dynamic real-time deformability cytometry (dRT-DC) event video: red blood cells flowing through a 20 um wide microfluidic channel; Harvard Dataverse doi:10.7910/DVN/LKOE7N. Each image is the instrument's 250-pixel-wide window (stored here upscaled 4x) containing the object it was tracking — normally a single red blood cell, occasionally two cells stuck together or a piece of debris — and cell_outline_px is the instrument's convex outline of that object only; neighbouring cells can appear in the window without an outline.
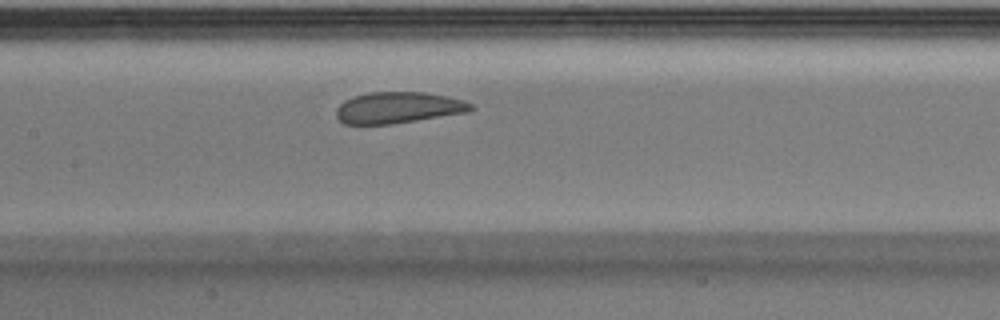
{"species": "Egyptian fruit bat (a non-hibernating species)", "species_latin": "Rousettus aegyptiacus", "temperature_condition": "warm", "stored_images_in_passage": 29, "camera_frame_rate_fps": 3000, "um_per_image_px": 0.085, "animal": {"sex": "male"}, "frame": {"image": 1, "passage_image": 9, "time_ms": 2.667, "image_size_px": [1000, 320], "cell_outline_px": [[476, 108], [468, 112], [392, 124], [344, 124], [336, 116], [336, 108], [344, 100], [368, 92], [424, 92], [464, 100], [472, 104]], "centroid_in_image_um": [33.85, 9.15], "position_along_channel_um": 173.6, "area_um2": 24.51}}
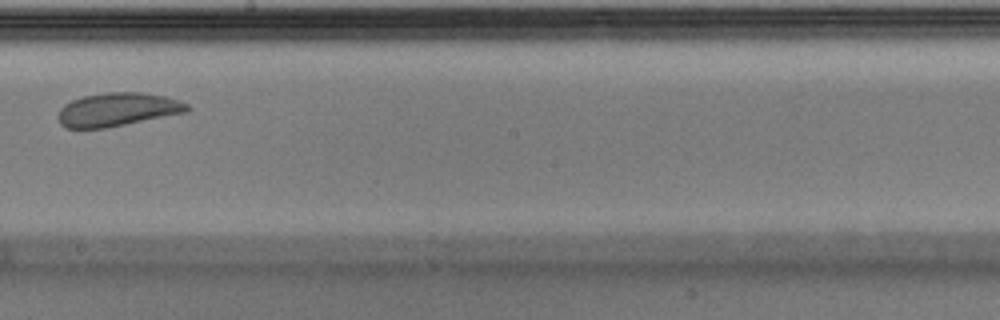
{"frame": {"image": 2, "passage_image": 13, "time_ms": 4.0, "image_size_px": [1000, 320], "cell_outline_px": [[192, 108], [188, 112], [104, 128], [64, 128], [60, 124], [60, 108], [64, 104], [72, 100], [84, 96], [108, 92], [140, 92], [164, 96], [188, 104]], "centroid_in_image_um": [10.01, 9.31], "position_along_channel_um": 238.2, "area_um2": 24.91}}